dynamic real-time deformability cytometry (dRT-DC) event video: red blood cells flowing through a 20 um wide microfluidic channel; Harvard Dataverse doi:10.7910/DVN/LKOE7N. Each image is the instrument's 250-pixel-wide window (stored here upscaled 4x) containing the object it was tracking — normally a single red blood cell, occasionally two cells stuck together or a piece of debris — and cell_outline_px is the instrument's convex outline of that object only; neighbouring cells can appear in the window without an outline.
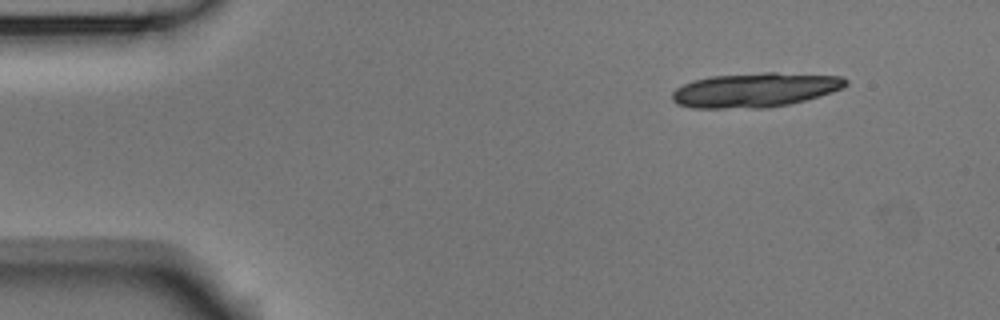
{"species": "Egyptian fruit bat (a non-hibernating species)", "species_latin": "Rousettus aegyptiacus", "temperature_condition": "room temperature", "stored_images_in_passage": 6, "camera_frame_rate_fps": 3000, "um_per_image_px": 0.085, "animal": {"sex": "male"}, "frame": {"image": 1, "passage_image": 1, "time_ms": 0.0, "image_size_px": [1000, 320], "cell_outline_px": [[848, 84], [844, 88], [820, 96], [788, 104], [764, 108], [692, 108], [676, 104], [672, 100], [672, 92], [676, 88], [692, 80], [712, 76], [764, 72], [776, 72], [844, 76], [848, 80]], "centroid_in_image_um": [64.2, 7.64], "position_along_channel_um": 20.8, "area_um2": 35.08}}
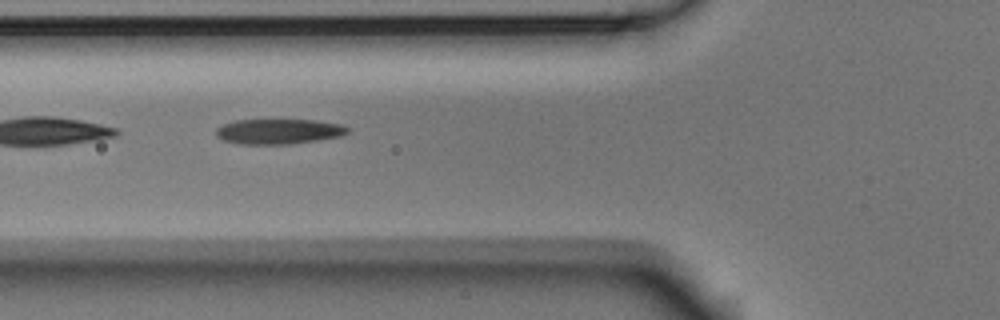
{"frame": {"image": 2, "passage_image": 5, "time_ms": 1.333, "image_size_px": [1000, 320], "cell_outline_px": [[348, 132], [340, 136], [316, 140], [288, 144], [240, 144], [224, 140], [216, 136], [216, 128], [224, 124], [236, 120], [316, 120], [344, 124], [348, 128]], "centroid_in_image_um": [23.69, 11.17], "position_along_channel_um": 102.1, "area_um2": 19.19}}